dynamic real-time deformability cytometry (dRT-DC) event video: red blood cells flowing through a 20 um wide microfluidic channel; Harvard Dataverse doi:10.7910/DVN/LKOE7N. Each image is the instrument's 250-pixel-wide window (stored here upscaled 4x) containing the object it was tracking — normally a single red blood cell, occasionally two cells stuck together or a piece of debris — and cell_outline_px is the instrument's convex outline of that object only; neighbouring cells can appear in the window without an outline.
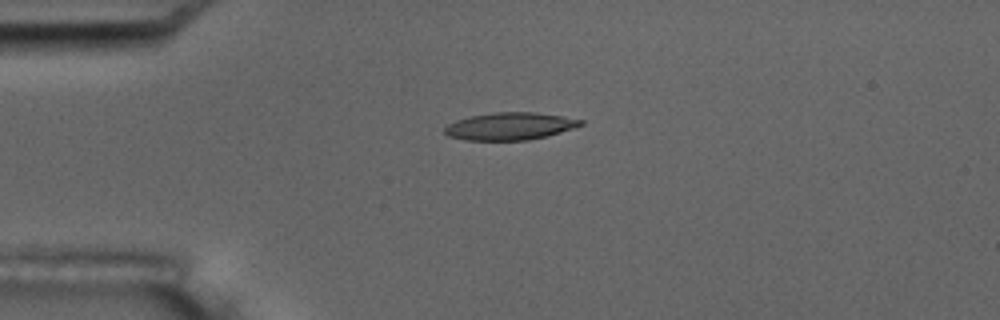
{"species": "common noctule bat (a hibernating species)", "species_latin": "Nyctalus noctula", "temperature_condition": "room temperature", "stored_images_in_passage": 3, "camera_frame_rate_fps": 3000, "um_per_image_px": 0.085, "animal": {"sex": "male", "body_mass_g": 17.5, "forearm_length_mm": 52.3}, "frame": {"image": 1, "passage_image": 1, "time_ms": 0.0, "image_size_px": [1000, 320], "cell_outline_px": [[584, 124], [560, 132], [528, 140], [464, 140], [448, 136], [444, 132], [444, 128], [448, 124], [456, 120], [468, 116], [496, 112], [536, 112], [584, 120]], "centroid_in_image_um": [43.3, 10.72], "position_along_channel_um": 41.7, "area_um2": 21.62}}